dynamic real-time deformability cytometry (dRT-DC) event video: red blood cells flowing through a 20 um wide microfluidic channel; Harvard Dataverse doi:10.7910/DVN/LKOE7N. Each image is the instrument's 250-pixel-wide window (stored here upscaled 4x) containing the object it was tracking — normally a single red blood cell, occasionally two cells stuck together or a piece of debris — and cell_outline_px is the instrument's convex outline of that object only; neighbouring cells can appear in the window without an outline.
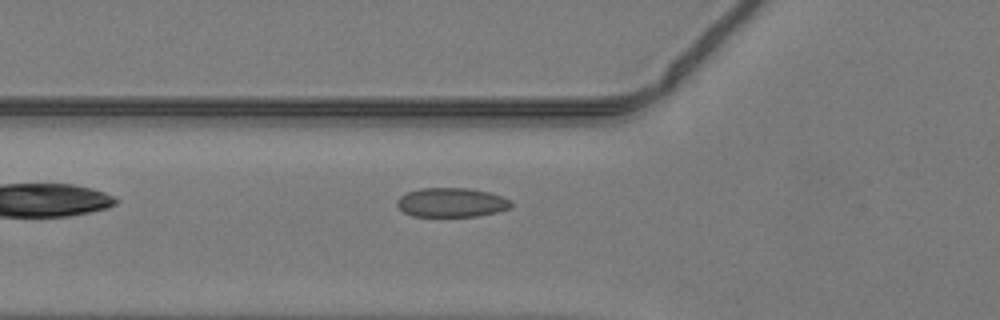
{"species": "common noctule bat (a hibernating species)", "species_latin": "Nyctalus noctula", "temperature_condition": "warm", "stored_images_in_passage": 29, "camera_frame_rate_fps": 3000, "um_per_image_px": 0.085, "animal": {"sex": "male", "body_mass_g": 19.2, "forearm_length_mm": 51.8}, "frame": {"image": 1, "passage_image": 3, "time_ms": 0.667, "image_size_px": [1000, 320], "cell_outline_px": [[512, 208], [500, 212], [476, 216], [412, 216], [404, 212], [396, 204], [396, 200], [400, 196], [408, 192], [420, 188], [468, 188], [488, 192], [504, 196], [512, 200]], "centroid_in_image_um": [38.43, 17.21], "position_along_channel_um": 87.4, "area_um2": 19.65}}
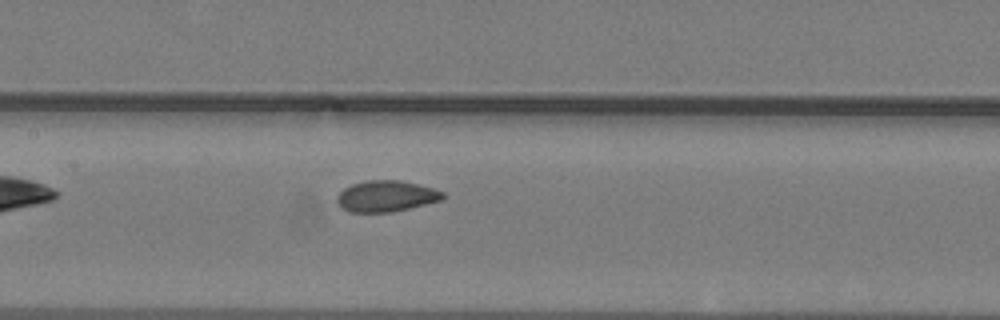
{"frame": {"image": 2, "passage_image": 9, "time_ms": 2.667, "image_size_px": [1000, 320], "cell_outline_px": [[444, 196], [440, 200], [392, 212], [348, 212], [340, 208], [336, 200], [336, 196], [344, 188], [352, 184], [368, 180], [400, 180], [432, 188], [444, 192]], "centroid_in_image_um": [32.76, 16.68], "position_along_channel_um": 174.6, "area_um2": 19.07}}
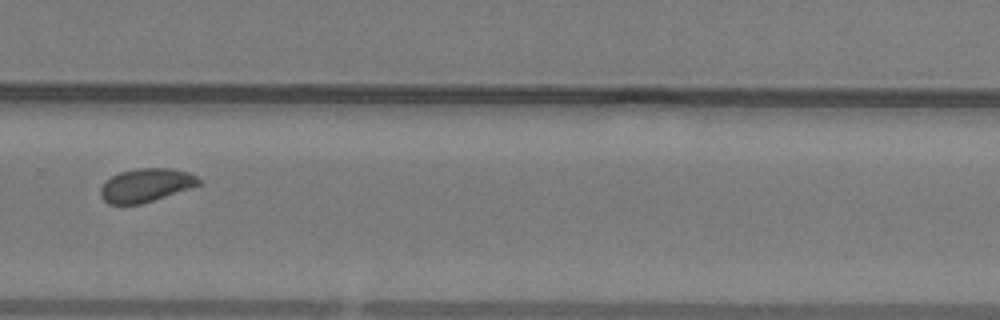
{"frame": {"image": 3, "passage_image": 19, "time_ms": 6.0, "image_size_px": [1000, 320], "cell_outline_px": [[200, 184], [140, 204], [108, 204], [100, 196], [100, 188], [104, 180], [120, 172], [136, 168], [172, 168], [188, 172], [196, 176], [200, 180]], "centroid_in_image_um": [12.34, 15.73], "position_along_channel_um": 317.5, "area_um2": 18.96}}